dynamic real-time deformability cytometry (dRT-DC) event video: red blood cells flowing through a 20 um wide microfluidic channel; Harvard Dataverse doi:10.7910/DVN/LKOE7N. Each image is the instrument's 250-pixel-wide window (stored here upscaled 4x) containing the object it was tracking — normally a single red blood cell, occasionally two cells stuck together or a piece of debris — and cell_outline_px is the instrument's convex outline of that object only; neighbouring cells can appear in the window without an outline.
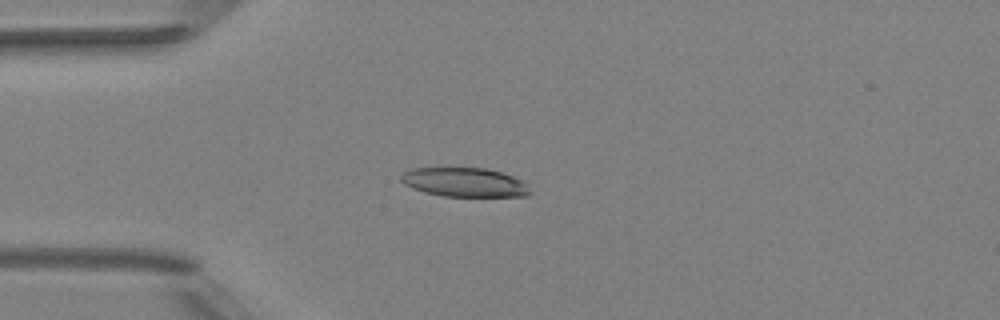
{"species": "Egyptian fruit bat (a non-hibernating species)", "species_latin": "Rousettus aegyptiacus", "temperature_condition": "room temperature", "stored_images_in_passage": 6, "camera_frame_rate_fps": 3000, "um_per_image_px": 0.085, "animal": {"sex": "female"}, "frame": {"image": 1, "passage_image": 4, "time_ms": 3.667, "image_size_px": [1000, 320], "cell_outline_px": [[532, 192], [528, 196], [444, 196], [424, 192], [412, 188], [404, 184], [400, 180], [400, 176], [404, 172], [412, 168], [484, 168], [500, 172], [524, 180], [528, 184]], "centroid_in_image_um": [39.51, 15.5], "position_along_channel_um": 45.5, "area_um2": 21.96}}
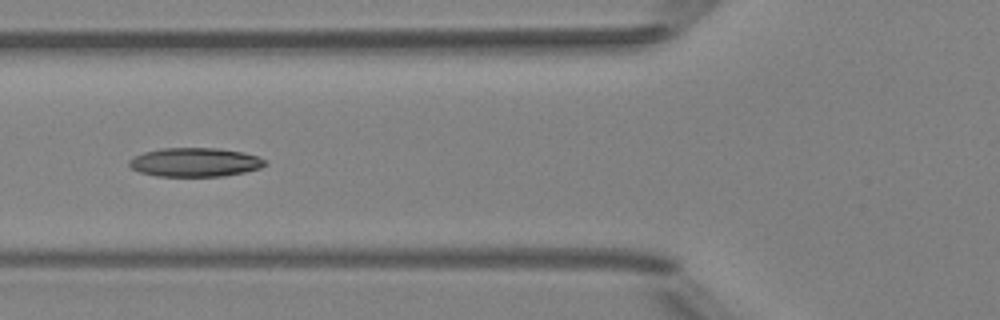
{"frame": {"image": 2, "passage_image": 6, "time_ms": 5.667, "image_size_px": [1000, 320], "cell_outline_px": [[268, 164], [260, 168], [244, 172], [224, 176], [156, 176], [140, 172], [132, 168], [128, 164], [128, 160], [144, 152], [160, 148], [220, 148], [244, 152], [256, 156], [264, 160]], "centroid_in_image_um": [16.58, 13.79], "position_along_channel_um": 109.2, "area_um2": 22.89}}